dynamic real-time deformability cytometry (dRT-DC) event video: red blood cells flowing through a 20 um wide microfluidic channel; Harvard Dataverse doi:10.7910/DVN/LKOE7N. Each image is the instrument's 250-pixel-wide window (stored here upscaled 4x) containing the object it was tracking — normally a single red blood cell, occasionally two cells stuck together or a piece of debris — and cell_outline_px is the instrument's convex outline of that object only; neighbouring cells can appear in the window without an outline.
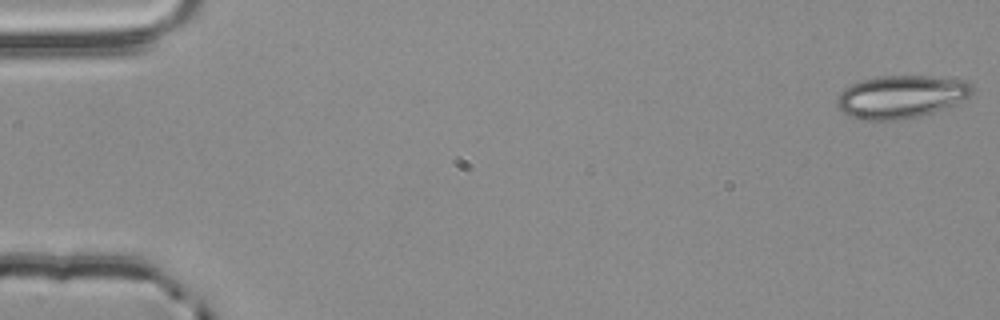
{"species": "common noctule bat (a hibernating species)", "species_latin": "Nyctalus noctula", "temperature_condition": "room temperature", "stored_images_in_passage": 4, "camera_frame_rate_fps": 3000, "um_per_image_px": 0.085, "animal": {"sex": "male", "body_mass_g": 20.4}, "frame": {"image": 1, "passage_image": 1, "time_ms": 0.0, "image_size_px": [1000, 320], "cell_outline_px": [[972, 92], [968, 96], [944, 108], [920, 116], [904, 120], [864, 120], [848, 116], [836, 104], [836, 100], [840, 92], [844, 88], [852, 84], [876, 76], [932, 76], [964, 80], [972, 84]], "centroid_in_image_um": [76.56, 8.22], "position_along_channel_um": 8.4, "area_um2": 33.58}}